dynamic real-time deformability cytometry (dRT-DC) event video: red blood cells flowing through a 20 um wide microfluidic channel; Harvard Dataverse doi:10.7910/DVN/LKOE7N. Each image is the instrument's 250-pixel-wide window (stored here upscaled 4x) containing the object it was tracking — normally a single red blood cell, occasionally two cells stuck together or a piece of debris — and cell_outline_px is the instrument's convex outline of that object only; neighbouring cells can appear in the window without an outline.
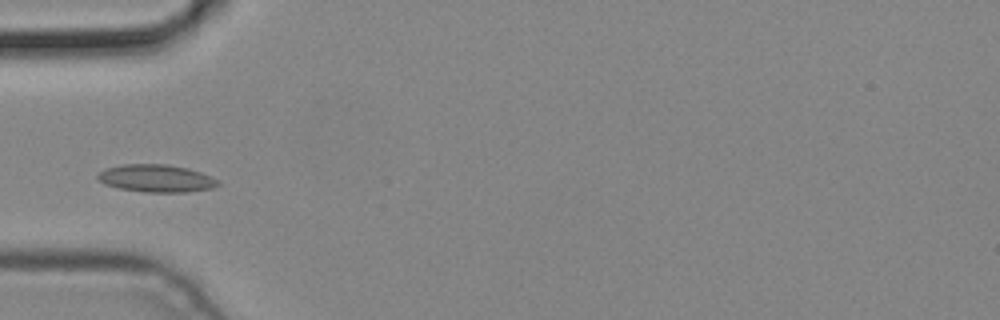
{"species": "common noctule bat (a hibernating species)", "species_latin": "Nyctalus noctula", "temperature_condition": "cold", "stored_images_in_passage": 6, "camera_frame_rate_fps": 3000, "um_per_image_px": 0.085, "animal": {"sex": "male", "body_mass_g": 19.2, "forearm_length_mm": 51.8}, "frame": {"image": 1, "passage_image": 6, "time_ms": 1.667, "image_size_px": [1000, 320], "cell_outline_px": [[220, 184], [212, 188], [184, 192], [144, 192], [120, 188], [104, 184], [96, 176], [104, 168], [120, 164], [168, 164], [188, 168], [200, 172], [220, 180]], "centroid_in_image_um": [13.28, 15.15], "position_along_channel_um": 71.7, "area_um2": 19.36}}